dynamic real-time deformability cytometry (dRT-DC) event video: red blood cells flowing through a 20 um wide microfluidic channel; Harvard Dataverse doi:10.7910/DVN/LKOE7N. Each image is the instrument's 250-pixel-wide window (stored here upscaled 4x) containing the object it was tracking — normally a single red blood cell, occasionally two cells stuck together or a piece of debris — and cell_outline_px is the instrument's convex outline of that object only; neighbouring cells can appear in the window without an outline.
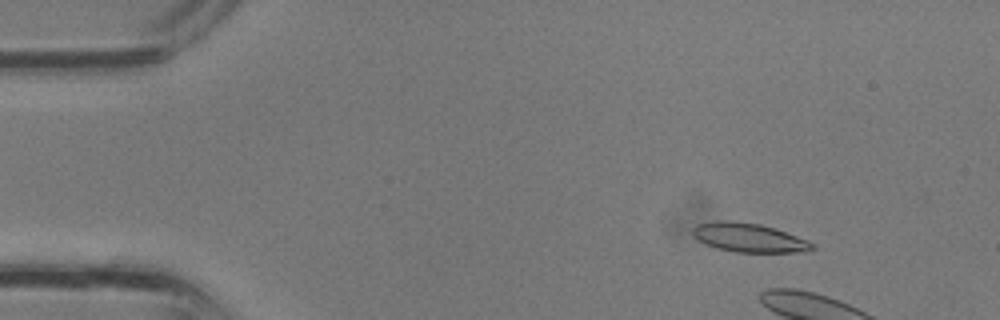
{"species": "common noctule bat (a hibernating species)", "species_latin": "Nyctalus noctula", "temperature_condition": "room temperature", "stored_images_in_passage": 7, "camera_frame_rate_fps": 3000, "um_per_image_px": 0.085, "animal": {"sex": "male", "body_mass_g": 13.3}, "frame": {"image": 1, "passage_image": 4, "time_ms": 1.0, "image_size_px": [1000, 320], "cell_outline_px": [[816, 248], [808, 252], [736, 252], [716, 248], [700, 240], [692, 232], [692, 228], [696, 224], [716, 220], [728, 220], [760, 224], [808, 240], [816, 244]], "centroid_in_image_um": [63.69, 20.2], "position_along_channel_um": 21.3, "area_um2": 20.06}}